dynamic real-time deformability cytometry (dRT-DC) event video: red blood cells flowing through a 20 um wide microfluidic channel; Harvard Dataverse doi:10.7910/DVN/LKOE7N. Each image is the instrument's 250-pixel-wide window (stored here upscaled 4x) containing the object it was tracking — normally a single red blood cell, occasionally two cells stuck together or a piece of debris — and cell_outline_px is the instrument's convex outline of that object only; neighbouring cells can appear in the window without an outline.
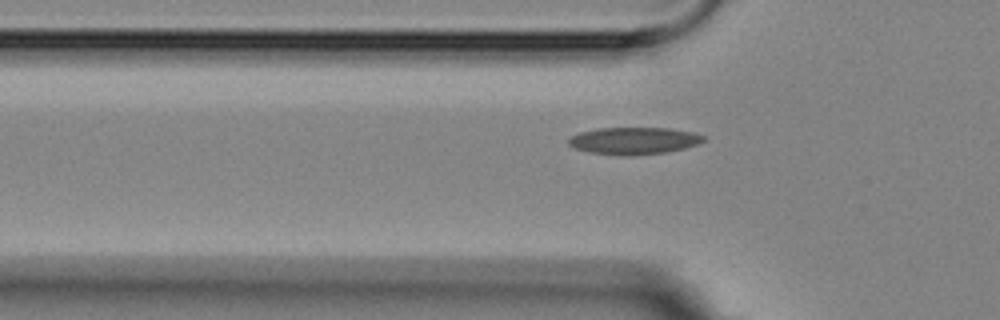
{"species": "Egyptian fruit bat (a non-hibernating species)", "species_latin": "Rousettus aegyptiacus", "temperature_condition": "room temperature", "stored_images_in_passage": 4, "camera_frame_rate_fps": 3000, "um_per_image_px": 0.085, "animal": {"sex": "female"}, "frame": {"image": 1, "passage_image": 4, "time_ms": 3.667, "image_size_px": [1000, 320], "cell_outline_px": [[704, 140], [696, 144], [684, 148], [664, 152], [628, 156], [624, 156], [588, 152], [576, 148], [568, 144], [568, 140], [572, 136], [580, 132], [600, 128], [668, 128], [692, 132], [704, 136]], "centroid_in_image_um": [53.85, 11.96], "position_along_channel_um": 71.9, "area_um2": 21.04}}